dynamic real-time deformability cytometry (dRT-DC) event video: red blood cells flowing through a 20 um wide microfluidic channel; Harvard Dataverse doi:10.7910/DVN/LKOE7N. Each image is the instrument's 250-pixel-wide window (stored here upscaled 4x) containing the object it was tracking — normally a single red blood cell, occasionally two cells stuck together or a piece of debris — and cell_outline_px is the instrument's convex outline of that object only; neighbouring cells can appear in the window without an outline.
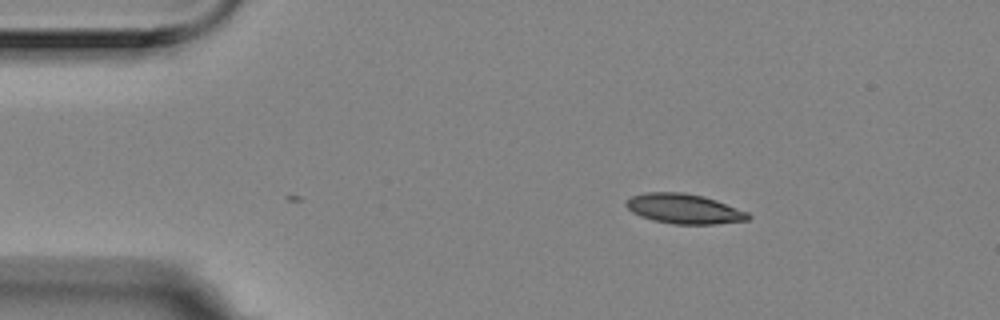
{"species": "Egyptian fruit bat (a non-hibernating species)", "species_latin": "Rousettus aegyptiacus", "temperature_condition": "room temperature", "stored_images_in_passage": 3, "camera_frame_rate_fps": 3000, "um_per_image_px": 0.085, "animal": {"sex": "female"}, "frame": {"image": 1, "passage_image": 3, "time_ms": 0.667, "image_size_px": [1000, 320], "cell_outline_px": [[752, 216], [748, 220], [716, 224], [672, 224], [652, 220], [640, 216], [632, 212], [624, 204], [632, 196], [644, 192], [684, 192], [704, 196], [716, 200], [748, 212]], "centroid_in_image_um": [58.15, 17.74], "position_along_channel_um": 26.9, "area_um2": 21.33}}